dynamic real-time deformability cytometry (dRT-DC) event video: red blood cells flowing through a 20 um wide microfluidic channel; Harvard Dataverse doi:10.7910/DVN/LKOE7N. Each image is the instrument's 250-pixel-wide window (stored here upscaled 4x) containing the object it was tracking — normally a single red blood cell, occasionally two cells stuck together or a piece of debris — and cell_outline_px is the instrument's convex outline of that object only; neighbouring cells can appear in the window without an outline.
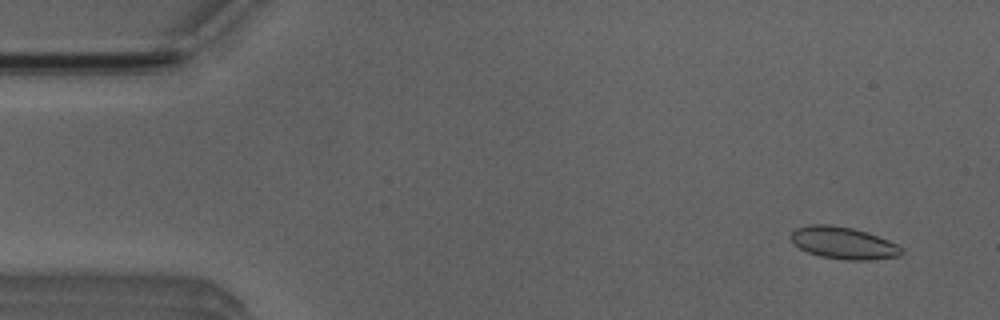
{"species": "Egyptian fruit bat (a non-hibernating species)", "species_latin": "Rousettus aegyptiacus", "temperature_condition": "room temperature", "stored_images_in_passage": 53, "segment_of_instrument_passage": [1, 2], "camera_frame_rate_fps": 3000, "um_per_image_px": 0.085, "animal": {"sex": "male"}, "frame": {"image": 1, "passage_image": 3, "time_ms": 0.667, "image_size_px": [1000, 320], "cell_outline_px": [[904, 252], [900, 256], [872, 260], [844, 260], [820, 256], [808, 252], [800, 248], [788, 236], [796, 228], [808, 224], [832, 224], [852, 228], [868, 232], [888, 240], [904, 248]], "centroid_in_image_um": [71.71, 20.65], "position_along_channel_um": 13.3, "area_um2": 20.92}}
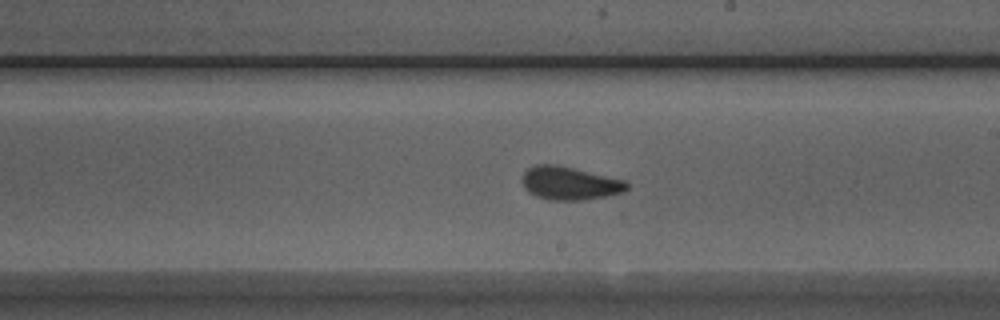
{"frame": {"image": 2, "passage_image": 29, "time_ms": 9.333, "image_size_px": [1000, 320], "cell_outline_px": [[628, 188], [624, 192], [604, 196], [580, 200], [548, 200], [536, 196], [528, 192], [524, 188], [520, 180], [524, 172], [528, 168], [536, 164], [556, 164], [624, 180], [628, 184]], "centroid_in_image_um": [48.36, 15.57], "position_along_channel_um": 240.6, "area_um2": 20.23}}
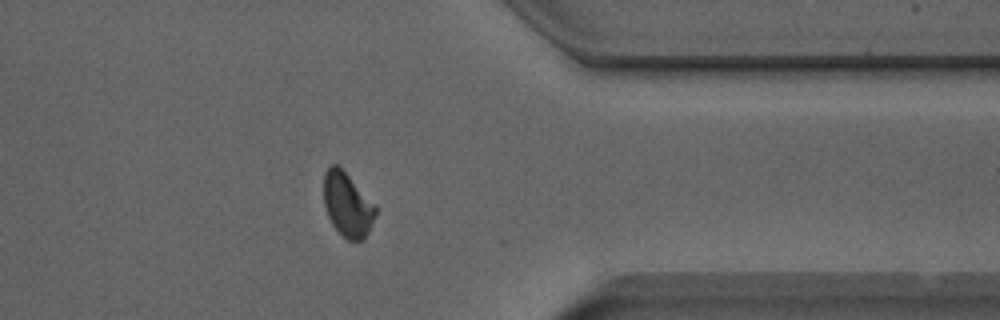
{"frame": {"image": 3, "passage_image": 41, "time_ms": 13.333, "image_size_px": [1000, 320], "cell_outline_px": [[376, 216], [364, 240], [348, 240], [332, 224], [328, 216], [324, 204], [324, 172], [332, 164], [336, 164], [376, 204]], "centroid_in_image_um": [29.54, 17.41], "position_along_channel_um": 381.9, "area_um2": 19.13}}